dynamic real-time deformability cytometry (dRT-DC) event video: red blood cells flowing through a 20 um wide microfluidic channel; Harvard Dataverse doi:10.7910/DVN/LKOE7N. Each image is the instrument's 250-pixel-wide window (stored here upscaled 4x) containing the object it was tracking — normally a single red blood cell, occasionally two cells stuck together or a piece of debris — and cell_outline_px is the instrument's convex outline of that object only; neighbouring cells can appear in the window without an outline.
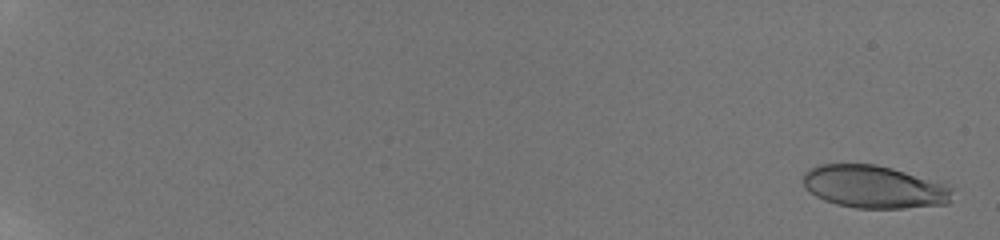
{"species": "human", "species_latin": "Homo sapiens", "temperature_condition": "room temperature", "stored_images_in_passage": 22, "camera_frame_rate_fps": 3000, "um_per_image_px": 0.085, "donor": {"sex": "male"}, "frame": {"image": 1, "passage_image": 2, "time_ms": 0.333, "image_size_px": [1000, 240], "cell_outline_px": [[952, 188], [948, 204], [904, 208], [856, 208], [836, 204], [824, 200], [816, 196], [804, 188], [804, 172], [808, 168], [820, 164], [876, 164], [892, 168], [944, 184]], "centroid_in_image_um": [74.24, 15.88], "position_along_channel_um": 10.8, "area_um2": 36.93}}
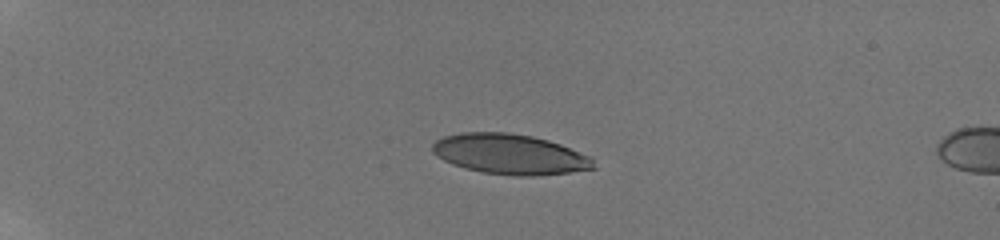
{"frame": {"image": 2, "passage_image": 17, "time_ms": 5.333, "image_size_px": [1000, 240], "cell_outline_px": [[596, 168], [568, 172], [536, 176], [516, 176], [484, 172], [464, 168], [452, 164], [436, 156], [432, 152], [432, 144], [436, 140], [444, 136], [460, 132], [508, 132], [532, 136], [548, 140], [560, 144], [592, 156]], "centroid_in_image_um": [43.34, 13.1], "position_along_channel_um": 41.7, "area_um2": 37.97}}